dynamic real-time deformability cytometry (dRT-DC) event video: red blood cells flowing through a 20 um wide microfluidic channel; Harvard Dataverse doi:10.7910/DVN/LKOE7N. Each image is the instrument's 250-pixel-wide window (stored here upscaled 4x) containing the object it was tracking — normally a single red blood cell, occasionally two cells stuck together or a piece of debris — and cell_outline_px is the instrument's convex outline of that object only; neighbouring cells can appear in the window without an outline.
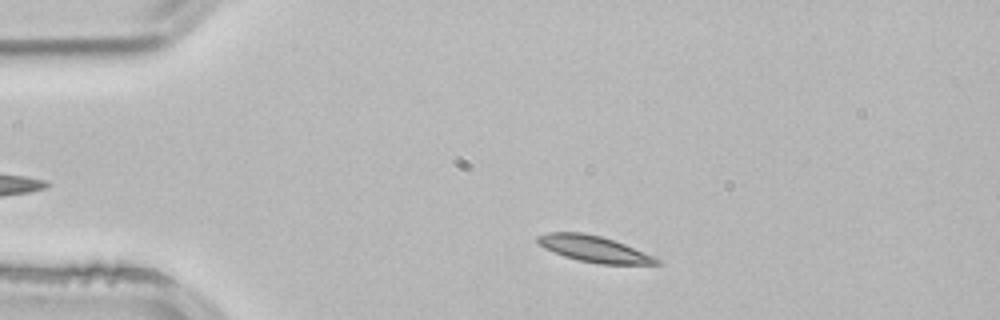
{"species": "common noctule bat (a hibernating species)", "species_latin": "Nyctalus noctula", "temperature_condition": "room temperature", "stored_images_in_passage": 39, "camera_frame_rate_fps": 3000, "um_per_image_px": 0.085, "animal": {"sex": "male", "body_mass_g": 21.5, "forearm_length_mm": 52.0}, "frame": {"image": 1, "passage_image": 5, "time_ms": 1.333, "image_size_px": [1000, 320], "cell_outline_px": [[664, 260], [660, 264], [600, 264], [580, 260], [564, 256], [544, 248], [536, 240], [536, 236], [548, 232], [580, 232], [600, 236], [624, 244]], "centroid_in_image_um": [50.5, 21.16], "position_along_channel_um": 34.5, "area_um2": 18.03}}
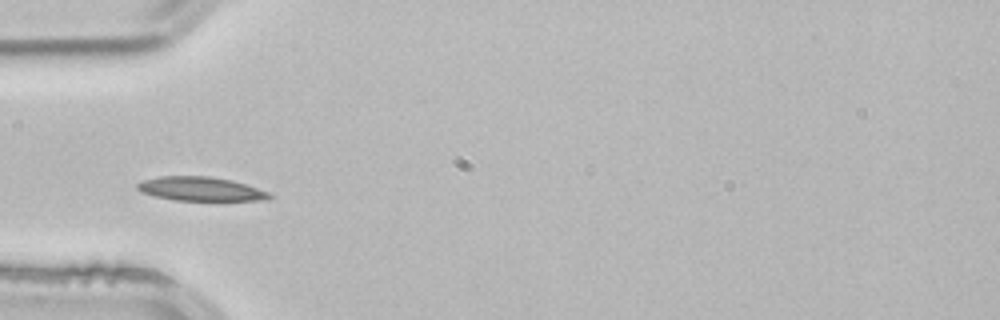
{"frame": {"image": 2, "passage_image": 11, "time_ms": 3.333, "image_size_px": [1000, 320], "cell_outline_px": [[272, 196], [268, 200], [176, 200], [156, 196], [140, 192], [136, 188], [136, 184], [144, 180], [160, 176], [208, 176], [232, 180], [268, 192]], "centroid_in_image_um": [17.02, 16.05], "position_along_channel_um": 68.0, "area_um2": 18.21}}
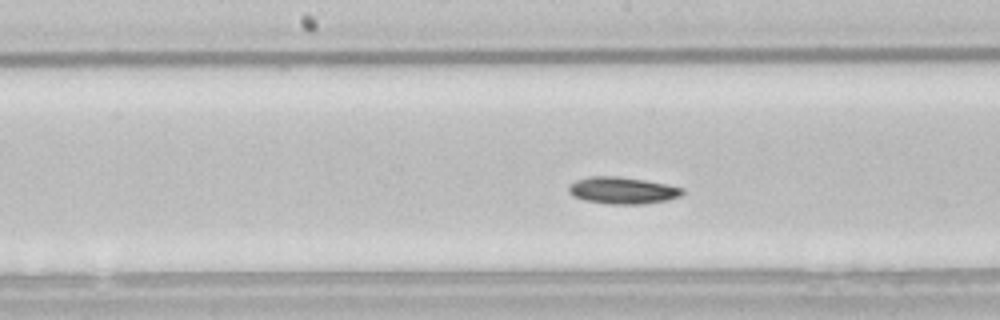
{"frame": {"image": 3, "passage_image": 21, "time_ms": 6.667, "image_size_px": [1000, 320], "cell_outline_px": [[684, 192], [680, 196], [668, 200], [644, 204], [608, 204], [584, 200], [572, 196], [568, 192], [568, 184], [576, 180], [588, 176], [616, 176], [644, 180], [684, 188]], "centroid_in_image_um": [52.87, 16.19], "position_along_channel_um": 195.3, "area_um2": 17.92}, "authors_computed_cell_mechanics": {"area_um2": 17.6868, "velocity_mm_per_s": 3.8239, "shape_relaxation_time_tau1_ms": 3.9825, "shape_relaxation_time_tau2_ms": null, "deformation_change_tau1": 0.0849, "deformation_change_tau2": null}}